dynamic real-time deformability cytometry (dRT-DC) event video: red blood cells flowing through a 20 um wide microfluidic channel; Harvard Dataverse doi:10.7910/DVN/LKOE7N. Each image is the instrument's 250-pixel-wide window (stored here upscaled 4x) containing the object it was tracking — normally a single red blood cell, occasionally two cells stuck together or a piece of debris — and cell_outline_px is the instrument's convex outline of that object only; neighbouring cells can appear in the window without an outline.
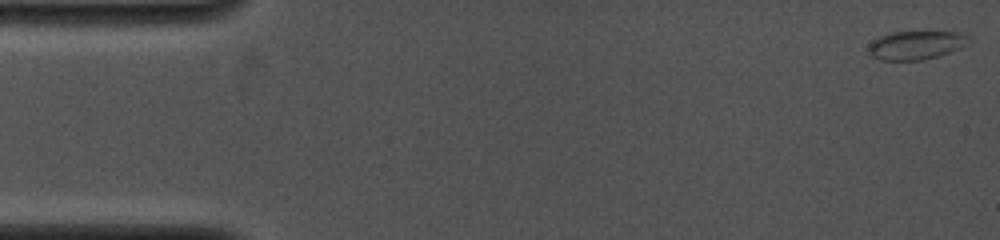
{"species": "common noctule bat (a hibernating species)", "species_latin": "Nyctalus noctula", "temperature_condition": "cold", "stored_images_in_passage": 5, "camera_frame_rate_fps": 4000, "um_per_image_px": 0.085, "animal": {"sex": "female", "body_mass_g": 19.0, "forearm_length_mm": 53.3}, "frame": {"image": 1, "passage_image": 1, "time_ms": 0.0, "image_size_px": [1000, 240], "cell_outline_px": [[972, 40], [968, 44], [960, 48], [940, 56], [924, 60], [880, 60], [872, 56], [868, 52], [868, 44], [872, 40], [880, 36], [892, 32], [956, 32], [972, 36]], "centroid_in_image_um": [77.89, 3.84], "position_along_channel_um": 7.1, "area_um2": 16.99}}
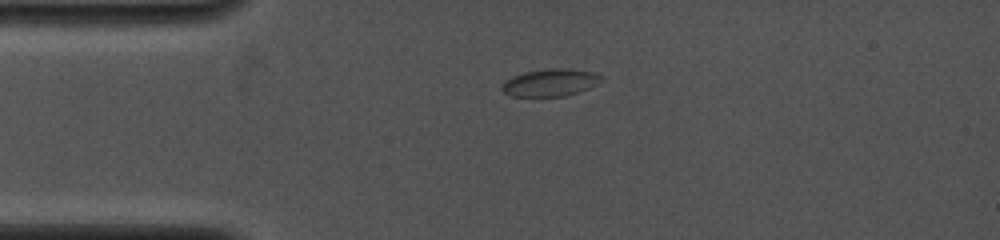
{"frame": {"image": 2, "passage_image": 4, "time_ms": 3.25, "image_size_px": [1000, 240], "cell_outline_px": [[604, 80], [588, 88], [564, 96], [512, 96], [504, 92], [500, 88], [512, 76], [524, 72], [552, 68], [568, 68], [592, 72], [604, 76]], "centroid_in_image_um": [46.81, 7.01], "position_along_channel_um": 38.2, "area_um2": 15.66}}